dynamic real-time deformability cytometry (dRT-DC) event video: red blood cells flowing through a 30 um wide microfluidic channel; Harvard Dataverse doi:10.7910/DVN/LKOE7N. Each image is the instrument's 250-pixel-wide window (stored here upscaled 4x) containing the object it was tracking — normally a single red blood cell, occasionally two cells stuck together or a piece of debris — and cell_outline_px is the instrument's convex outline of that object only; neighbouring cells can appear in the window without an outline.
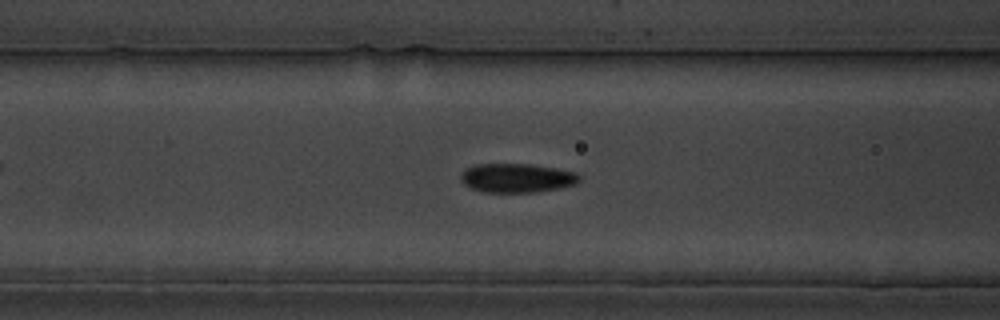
{"species": "common noctule bat (a hibernating species)", "species_latin": "Nyctalus noctula", "temperature_condition": "cold", "stored_images_in_passage": 53, "camera_frame_rate_fps": 3000, "um_per_image_px": 0.085, "animal": {"sex": "male", "body_mass_g": 19.5, "forearm_length_mm": 54.6}, "frame": {"image": 1, "passage_image": 22, "time_ms": 7.0, "image_size_px": [1000, 320], "cell_outline_px": [[580, 180], [576, 184], [560, 188], [536, 192], [484, 192], [472, 188], [464, 184], [460, 180], [460, 176], [464, 168], [476, 164], [528, 164], [556, 168], [576, 172], [580, 176]], "centroid_in_image_um": [43.93, 15.12], "position_along_channel_um": 122.7, "area_um2": 20.17}}
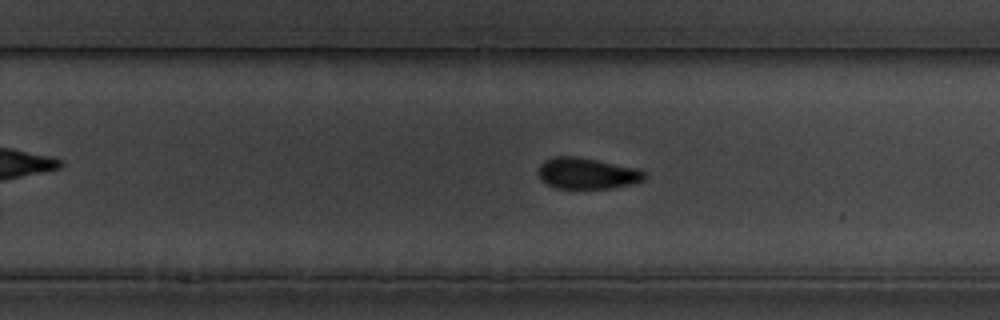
{"frame": {"image": 2, "passage_image": 35, "time_ms": 11.333, "image_size_px": [1000, 320], "cell_outline_px": [[648, 176], [644, 180], [632, 184], [612, 188], [556, 188], [540, 180], [536, 172], [540, 164], [544, 160], [552, 156], [576, 156], [640, 168]], "centroid_in_image_um": [49.89, 14.72], "position_along_channel_um": 279.9, "area_um2": 19.65}}
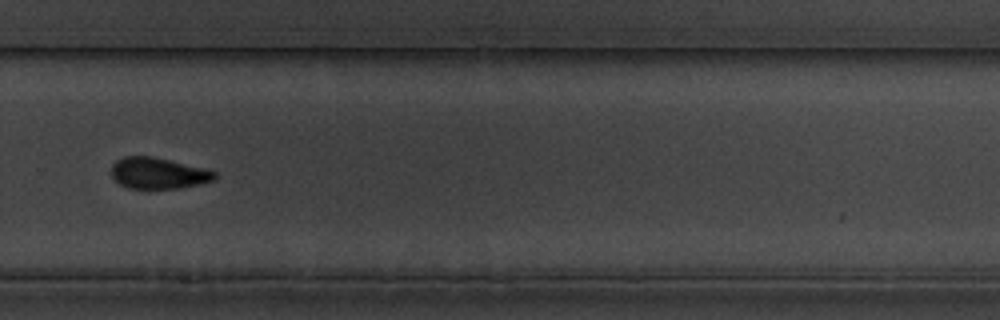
{"frame": {"image": 3, "passage_image": 38, "time_ms": 12.333, "image_size_px": [1000, 320], "cell_outline_px": [[216, 180], [180, 188], [128, 188], [120, 184], [112, 176], [112, 164], [116, 160], [124, 156], [152, 156], [208, 168], [216, 172]], "centroid_in_image_um": [13.49, 14.71], "position_along_channel_um": 316.3, "area_um2": 18.9}}